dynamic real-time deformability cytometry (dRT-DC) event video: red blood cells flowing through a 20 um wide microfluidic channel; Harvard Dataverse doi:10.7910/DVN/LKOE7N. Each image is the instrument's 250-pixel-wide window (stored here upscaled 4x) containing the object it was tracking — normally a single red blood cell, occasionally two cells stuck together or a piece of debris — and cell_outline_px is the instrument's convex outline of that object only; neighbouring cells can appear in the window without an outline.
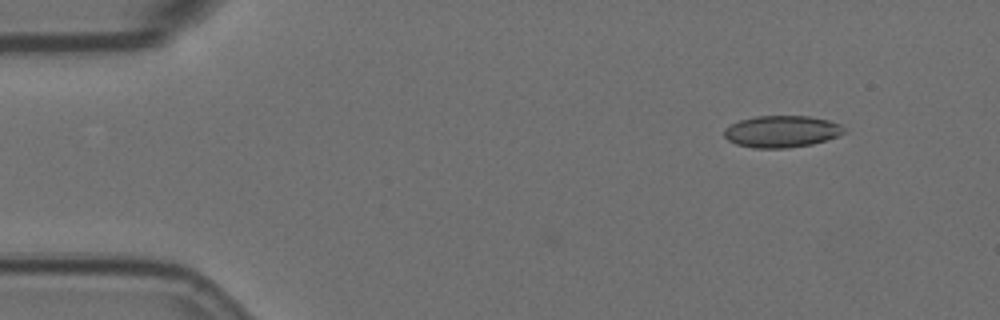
{"species": "Egyptian fruit bat (a non-hibernating species)", "species_latin": "Rousettus aegyptiacus", "temperature_condition": "room temperature", "stored_images_in_passage": 52, "camera_frame_rate_fps": 3000, "um_per_image_px": 0.085, "animal": {"sex": "female"}, "frame": {"image": 1, "passage_image": 1, "time_ms": 0.0, "image_size_px": [1000, 320], "cell_outline_px": [[848, 132], [812, 144], [788, 148], [752, 148], [736, 144], [728, 140], [724, 136], [724, 128], [740, 120], [756, 116], [808, 116], [828, 120], [840, 124]], "centroid_in_image_um": [66.43, 11.18], "position_along_channel_um": 18.6, "area_um2": 22.2}}
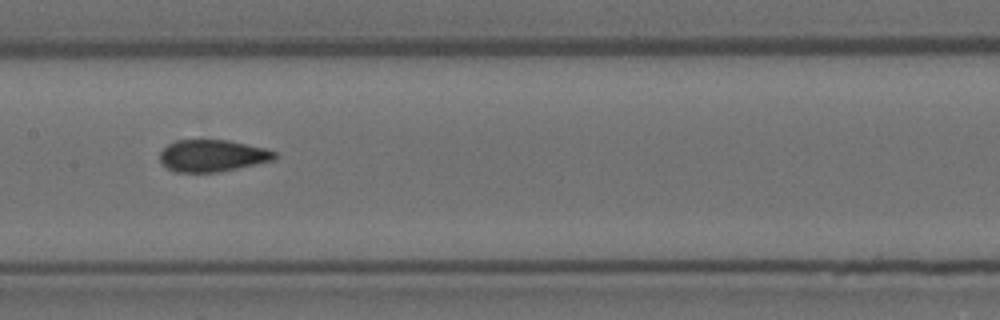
{"frame": {"image": 2, "passage_image": 23, "time_ms": 7.333, "image_size_px": [1000, 320], "cell_outline_px": [[276, 160], [220, 172], [176, 172], [168, 168], [160, 160], [160, 152], [168, 144], [176, 140], [228, 140], [264, 148], [276, 152]], "centroid_in_image_um": [18.07, 13.24], "position_along_channel_um": 189.3, "area_um2": 21.33}}
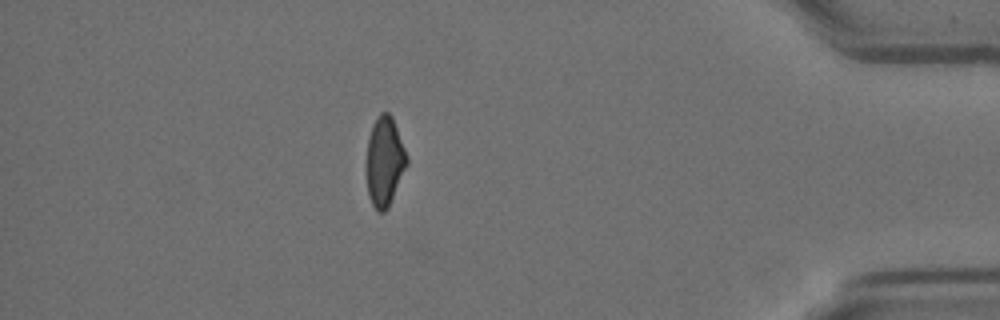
{"frame": {"image": 3, "passage_image": 45, "time_ms": 14.667, "image_size_px": [1000, 320], "cell_outline_px": [[408, 164], [388, 208], [384, 212], [376, 212], [368, 196], [368, 136], [372, 124], [376, 116], [380, 112], [388, 112], [392, 116], [408, 156]], "centroid_in_image_um": [32.71, 13.71], "position_along_channel_um": 402.5, "area_um2": 20.98}, "authors_computed_cell_mechanics": {"area_um2": 21.9062, "velocity_mm_per_s": 3.5249, "shape_relaxation_time_tau1_ms": null, "shape_relaxation_time_tau2_ms": 1.7039, "deformation_change_tau1": null, "deformation_change_tau2": 0.0496}}